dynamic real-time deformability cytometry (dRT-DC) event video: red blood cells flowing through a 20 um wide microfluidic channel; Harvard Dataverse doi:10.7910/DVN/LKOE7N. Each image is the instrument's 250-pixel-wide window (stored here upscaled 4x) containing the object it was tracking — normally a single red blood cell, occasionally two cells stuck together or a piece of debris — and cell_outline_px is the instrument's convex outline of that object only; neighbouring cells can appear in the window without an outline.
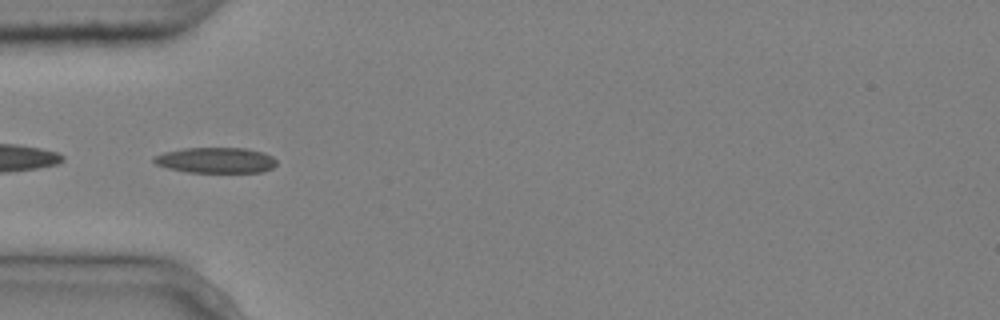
{"species": "common noctule bat (a hibernating species)", "species_latin": "Nyctalus noctula", "temperature_condition": "cold", "stored_images_in_passage": 7, "segment_of_instrument_passage": [2, 2], "camera_frame_rate_fps": 3000, "um_per_image_px": 0.085, "animal": {"sex": "male", "body_mass_g": 20.4}, "frame": {"image": 1, "passage_image": 5, "time_ms": 1.333, "image_size_px": [1000, 320], "cell_outline_px": [[276, 164], [272, 168], [264, 172], [184, 172], [168, 168], [156, 164], [152, 160], [152, 156], [164, 152], [184, 148], [248, 148], [264, 152], [272, 156], [276, 160]], "centroid_in_image_um": [18.34, 13.62], "position_along_channel_um": 66.7, "area_um2": 18.5}}